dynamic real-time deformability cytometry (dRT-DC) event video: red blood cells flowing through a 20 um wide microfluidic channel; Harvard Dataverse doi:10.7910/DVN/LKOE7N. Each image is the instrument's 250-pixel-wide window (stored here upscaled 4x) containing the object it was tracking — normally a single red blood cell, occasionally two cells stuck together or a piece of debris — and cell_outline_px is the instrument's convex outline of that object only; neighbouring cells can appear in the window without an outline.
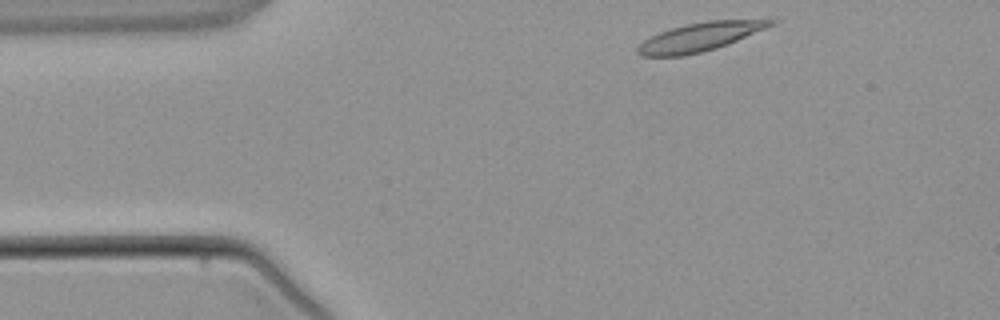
{"species": "common noctule bat (a hibernating species)", "species_latin": "Nyctalus noctula", "temperature_condition": "warm", "stored_images_in_passage": 2, "camera_frame_rate_fps": 3000, "um_per_image_px": 0.085, "animal": {"sex": "male", "body_mass_g": 21.5, "forearm_length_mm": 52.0}, "frame": {"image": 1, "passage_image": 1, "time_ms": 0.0, "image_size_px": [1000, 320], "cell_outline_px": [[780, 20], [776, 24], [728, 44], [716, 48], [684, 56], [640, 56], [636, 52], [636, 48], [644, 40], [660, 32], [672, 28], [688, 24], [708, 20], [768, 16]], "centroid_in_image_um": [59.69, 3.07], "position_along_channel_um": 25.3, "area_um2": 22.95}}